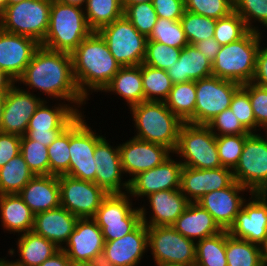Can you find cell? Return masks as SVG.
Here are the masks:
<instances>
[{
  "instance_id": "1",
  "label": "cell",
  "mask_w": 267,
  "mask_h": 266,
  "mask_svg": "<svg viewBox=\"0 0 267 266\" xmlns=\"http://www.w3.org/2000/svg\"><path fill=\"white\" fill-rule=\"evenodd\" d=\"M22 83L27 86L26 91L35 89L36 92L39 90L47 95L48 99L67 101L80 113L83 110L81 106L87 102L75 81L70 53L50 50L40 45L22 76L16 81V84Z\"/></svg>"
},
{
  "instance_id": "2",
  "label": "cell",
  "mask_w": 267,
  "mask_h": 266,
  "mask_svg": "<svg viewBox=\"0 0 267 266\" xmlns=\"http://www.w3.org/2000/svg\"><path fill=\"white\" fill-rule=\"evenodd\" d=\"M71 58L75 81L86 101L93 91L102 93L121 68L98 32L85 38L71 53Z\"/></svg>"
},
{
  "instance_id": "3",
  "label": "cell",
  "mask_w": 267,
  "mask_h": 266,
  "mask_svg": "<svg viewBox=\"0 0 267 266\" xmlns=\"http://www.w3.org/2000/svg\"><path fill=\"white\" fill-rule=\"evenodd\" d=\"M138 139L163 145L175 151L184 123L168 109L165 102L144 101L129 108Z\"/></svg>"
},
{
  "instance_id": "4",
  "label": "cell",
  "mask_w": 267,
  "mask_h": 266,
  "mask_svg": "<svg viewBox=\"0 0 267 266\" xmlns=\"http://www.w3.org/2000/svg\"><path fill=\"white\" fill-rule=\"evenodd\" d=\"M262 32L249 30L242 38L223 45L212 63V76L244 85L253 80Z\"/></svg>"
},
{
  "instance_id": "5",
  "label": "cell",
  "mask_w": 267,
  "mask_h": 266,
  "mask_svg": "<svg viewBox=\"0 0 267 266\" xmlns=\"http://www.w3.org/2000/svg\"><path fill=\"white\" fill-rule=\"evenodd\" d=\"M92 32L83 8L52 0L49 27L40 45L71 54Z\"/></svg>"
},
{
  "instance_id": "6",
  "label": "cell",
  "mask_w": 267,
  "mask_h": 266,
  "mask_svg": "<svg viewBox=\"0 0 267 266\" xmlns=\"http://www.w3.org/2000/svg\"><path fill=\"white\" fill-rule=\"evenodd\" d=\"M173 154L183 166L195 169L222 167L217 150L216 136L207 125L184 122L179 131ZM179 155V156H178Z\"/></svg>"
},
{
  "instance_id": "7",
  "label": "cell",
  "mask_w": 267,
  "mask_h": 266,
  "mask_svg": "<svg viewBox=\"0 0 267 266\" xmlns=\"http://www.w3.org/2000/svg\"><path fill=\"white\" fill-rule=\"evenodd\" d=\"M52 0H24L5 7L0 15V28L8 33L24 35L41 44L49 27Z\"/></svg>"
},
{
  "instance_id": "8",
  "label": "cell",
  "mask_w": 267,
  "mask_h": 266,
  "mask_svg": "<svg viewBox=\"0 0 267 266\" xmlns=\"http://www.w3.org/2000/svg\"><path fill=\"white\" fill-rule=\"evenodd\" d=\"M131 199L128 193L108 194L102 201L93 219L102 229L104 241L119 239L142 222L139 207H134Z\"/></svg>"
},
{
  "instance_id": "9",
  "label": "cell",
  "mask_w": 267,
  "mask_h": 266,
  "mask_svg": "<svg viewBox=\"0 0 267 266\" xmlns=\"http://www.w3.org/2000/svg\"><path fill=\"white\" fill-rule=\"evenodd\" d=\"M98 33L106 41L109 51L121 67L143 63L148 38L139 33L124 15L102 27Z\"/></svg>"
},
{
  "instance_id": "10",
  "label": "cell",
  "mask_w": 267,
  "mask_h": 266,
  "mask_svg": "<svg viewBox=\"0 0 267 266\" xmlns=\"http://www.w3.org/2000/svg\"><path fill=\"white\" fill-rule=\"evenodd\" d=\"M232 171L234 180L251 193H267V139L263 133L246 137L239 162Z\"/></svg>"
},
{
  "instance_id": "11",
  "label": "cell",
  "mask_w": 267,
  "mask_h": 266,
  "mask_svg": "<svg viewBox=\"0 0 267 266\" xmlns=\"http://www.w3.org/2000/svg\"><path fill=\"white\" fill-rule=\"evenodd\" d=\"M83 113L70 123V167L68 175L95 183L94 152L97 142L103 137L92 130Z\"/></svg>"
},
{
  "instance_id": "12",
  "label": "cell",
  "mask_w": 267,
  "mask_h": 266,
  "mask_svg": "<svg viewBox=\"0 0 267 266\" xmlns=\"http://www.w3.org/2000/svg\"><path fill=\"white\" fill-rule=\"evenodd\" d=\"M148 249L155 265L177 263L195 266L196 242L184 237L172 226H147Z\"/></svg>"
},
{
  "instance_id": "13",
  "label": "cell",
  "mask_w": 267,
  "mask_h": 266,
  "mask_svg": "<svg viewBox=\"0 0 267 266\" xmlns=\"http://www.w3.org/2000/svg\"><path fill=\"white\" fill-rule=\"evenodd\" d=\"M195 124L207 125L216 115L230 107L240 84L215 76L195 81Z\"/></svg>"
},
{
  "instance_id": "14",
  "label": "cell",
  "mask_w": 267,
  "mask_h": 266,
  "mask_svg": "<svg viewBox=\"0 0 267 266\" xmlns=\"http://www.w3.org/2000/svg\"><path fill=\"white\" fill-rule=\"evenodd\" d=\"M47 101H43L32 115L25 135L48 147L80 112L66 102L52 106L47 105Z\"/></svg>"
},
{
  "instance_id": "15",
  "label": "cell",
  "mask_w": 267,
  "mask_h": 266,
  "mask_svg": "<svg viewBox=\"0 0 267 266\" xmlns=\"http://www.w3.org/2000/svg\"><path fill=\"white\" fill-rule=\"evenodd\" d=\"M60 206L78 218H93L108 193L91 181L59 176Z\"/></svg>"
},
{
  "instance_id": "16",
  "label": "cell",
  "mask_w": 267,
  "mask_h": 266,
  "mask_svg": "<svg viewBox=\"0 0 267 266\" xmlns=\"http://www.w3.org/2000/svg\"><path fill=\"white\" fill-rule=\"evenodd\" d=\"M148 251L147 226L141 222L129 234L105 241L99 263L101 266H138Z\"/></svg>"
},
{
  "instance_id": "17",
  "label": "cell",
  "mask_w": 267,
  "mask_h": 266,
  "mask_svg": "<svg viewBox=\"0 0 267 266\" xmlns=\"http://www.w3.org/2000/svg\"><path fill=\"white\" fill-rule=\"evenodd\" d=\"M228 233L259 245L267 236V193H251Z\"/></svg>"
},
{
  "instance_id": "18",
  "label": "cell",
  "mask_w": 267,
  "mask_h": 266,
  "mask_svg": "<svg viewBox=\"0 0 267 266\" xmlns=\"http://www.w3.org/2000/svg\"><path fill=\"white\" fill-rule=\"evenodd\" d=\"M119 152L123 172L126 177L129 174V181L138 173L159 166L173 154L163 145L133 136L119 144Z\"/></svg>"
},
{
  "instance_id": "19",
  "label": "cell",
  "mask_w": 267,
  "mask_h": 266,
  "mask_svg": "<svg viewBox=\"0 0 267 266\" xmlns=\"http://www.w3.org/2000/svg\"><path fill=\"white\" fill-rule=\"evenodd\" d=\"M43 101L45 98L15 84L6 95L1 132L24 136L29 120Z\"/></svg>"
},
{
  "instance_id": "20",
  "label": "cell",
  "mask_w": 267,
  "mask_h": 266,
  "mask_svg": "<svg viewBox=\"0 0 267 266\" xmlns=\"http://www.w3.org/2000/svg\"><path fill=\"white\" fill-rule=\"evenodd\" d=\"M94 159L95 184L103 188L108 194L128 193L129 180L123 181L124 172L120 160L119 145H110L106 137L103 136L96 144Z\"/></svg>"
},
{
  "instance_id": "21",
  "label": "cell",
  "mask_w": 267,
  "mask_h": 266,
  "mask_svg": "<svg viewBox=\"0 0 267 266\" xmlns=\"http://www.w3.org/2000/svg\"><path fill=\"white\" fill-rule=\"evenodd\" d=\"M173 154L162 164L150 170L138 173L129 181L128 194L139 200L140 197L148 196L151 193L180 189L182 163L174 158Z\"/></svg>"
},
{
  "instance_id": "22",
  "label": "cell",
  "mask_w": 267,
  "mask_h": 266,
  "mask_svg": "<svg viewBox=\"0 0 267 266\" xmlns=\"http://www.w3.org/2000/svg\"><path fill=\"white\" fill-rule=\"evenodd\" d=\"M104 243L102 229L96 221L93 218H79L62 250L70 260L99 263Z\"/></svg>"
},
{
  "instance_id": "23",
  "label": "cell",
  "mask_w": 267,
  "mask_h": 266,
  "mask_svg": "<svg viewBox=\"0 0 267 266\" xmlns=\"http://www.w3.org/2000/svg\"><path fill=\"white\" fill-rule=\"evenodd\" d=\"M245 192L251 194L247 188L234 180L224 189L205 194L197 203L213 216L222 230L228 231L246 200V197H243Z\"/></svg>"
},
{
  "instance_id": "24",
  "label": "cell",
  "mask_w": 267,
  "mask_h": 266,
  "mask_svg": "<svg viewBox=\"0 0 267 266\" xmlns=\"http://www.w3.org/2000/svg\"><path fill=\"white\" fill-rule=\"evenodd\" d=\"M233 181V171L227 167L206 170L183 166L180 190L190 202H197L205 194L224 189Z\"/></svg>"
},
{
  "instance_id": "25",
  "label": "cell",
  "mask_w": 267,
  "mask_h": 266,
  "mask_svg": "<svg viewBox=\"0 0 267 266\" xmlns=\"http://www.w3.org/2000/svg\"><path fill=\"white\" fill-rule=\"evenodd\" d=\"M146 200L151 214L148 215L146 205L139 207L141 221L146 226H171L190 203L180 189L154 192L146 196Z\"/></svg>"
},
{
  "instance_id": "26",
  "label": "cell",
  "mask_w": 267,
  "mask_h": 266,
  "mask_svg": "<svg viewBox=\"0 0 267 266\" xmlns=\"http://www.w3.org/2000/svg\"><path fill=\"white\" fill-rule=\"evenodd\" d=\"M39 46L31 37L8 33L0 28V69L17 81Z\"/></svg>"
},
{
  "instance_id": "27",
  "label": "cell",
  "mask_w": 267,
  "mask_h": 266,
  "mask_svg": "<svg viewBox=\"0 0 267 266\" xmlns=\"http://www.w3.org/2000/svg\"><path fill=\"white\" fill-rule=\"evenodd\" d=\"M78 217L59 206L35 214L33 232L55 243L60 249L68 242ZM64 244V245H63Z\"/></svg>"
},
{
  "instance_id": "28",
  "label": "cell",
  "mask_w": 267,
  "mask_h": 266,
  "mask_svg": "<svg viewBox=\"0 0 267 266\" xmlns=\"http://www.w3.org/2000/svg\"><path fill=\"white\" fill-rule=\"evenodd\" d=\"M34 214L60 206L59 176L35 175L18 193Z\"/></svg>"
},
{
  "instance_id": "29",
  "label": "cell",
  "mask_w": 267,
  "mask_h": 266,
  "mask_svg": "<svg viewBox=\"0 0 267 266\" xmlns=\"http://www.w3.org/2000/svg\"><path fill=\"white\" fill-rule=\"evenodd\" d=\"M171 226L184 237L195 242L223 231L213 216L197 202H190Z\"/></svg>"
},
{
  "instance_id": "30",
  "label": "cell",
  "mask_w": 267,
  "mask_h": 266,
  "mask_svg": "<svg viewBox=\"0 0 267 266\" xmlns=\"http://www.w3.org/2000/svg\"><path fill=\"white\" fill-rule=\"evenodd\" d=\"M166 71L173 84L187 83L212 76V63L194 45L188 44Z\"/></svg>"
},
{
  "instance_id": "31",
  "label": "cell",
  "mask_w": 267,
  "mask_h": 266,
  "mask_svg": "<svg viewBox=\"0 0 267 266\" xmlns=\"http://www.w3.org/2000/svg\"><path fill=\"white\" fill-rule=\"evenodd\" d=\"M35 214L19 194L0 195V221L3 230L18 235L33 230Z\"/></svg>"
},
{
  "instance_id": "32",
  "label": "cell",
  "mask_w": 267,
  "mask_h": 266,
  "mask_svg": "<svg viewBox=\"0 0 267 266\" xmlns=\"http://www.w3.org/2000/svg\"><path fill=\"white\" fill-rule=\"evenodd\" d=\"M16 245L19 258L11 260L15 266H40L60 250L55 243L33 231L18 235Z\"/></svg>"
},
{
  "instance_id": "33",
  "label": "cell",
  "mask_w": 267,
  "mask_h": 266,
  "mask_svg": "<svg viewBox=\"0 0 267 266\" xmlns=\"http://www.w3.org/2000/svg\"><path fill=\"white\" fill-rule=\"evenodd\" d=\"M103 92L122 97L128 108L144 102L141 65L121 67Z\"/></svg>"
},
{
  "instance_id": "34",
  "label": "cell",
  "mask_w": 267,
  "mask_h": 266,
  "mask_svg": "<svg viewBox=\"0 0 267 266\" xmlns=\"http://www.w3.org/2000/svg\"><path fill=\"white\" fill-rule=\"evenodd\" d=\"M164 102L168 109L177 115L183 122L195 124V81L173 84V87Z\"/></svg>"
},
{
  "instance_id": "35",
  "label": "cell",
  "mask_w": 267,
  "mask_h": 266,
  "mask_svg": "<svg viewBox=\"0 0 267 266\" xmlns=\"http://www.w3.org/2000/svg\"><path fill=\"white\" fill-rule=\"evenodd\" d=\"M34 176L22 154H18L0 168V195L18 194Z\"/></svg>"
},
{
  "instance_id": "36",
  "label": "cell",
  "mask_w": 267,
  "mask_h": 266,
  "mask_svg": "<svg viewBox=\"0 0 267 266\" xmlns=\"http://www.w3.org/2000/svg\"><path fill=\"white\" fill-rule=\"evenodd\" d=\"M83 9L93 32L121 18L124 10L121 0H86Z\"/></svg>"
},
{
  "instance_id": "37",
  "label": "cell",
  "mask_w": 267,
  "mask_h": 266,
  "mask_svg": "<svg viewBox=\"0 0 267 266\" xmlns=\"http://www.w3.org/2000/svg\"><path fill=\"white\" fill-rule=\"evenodd\" d=\"M227 266H263L259 245L233 237L226 230Z\"/></svg>"
},
{
  "instance_id": "38",
  "label": "cell",
  "mask_w": 267,
  "mask_h": 266,
  "mask_svg": "<svg viewBox=\"0 0 267 266\" xmlns=\"http://www.w3.org/2000/svg\"><path fill=\"white\" fill-rule=\"evenodd\" d=\"M195 266H227L226 230L196 242Z\"/></svg>"
},
{
  "instance_id": "39",
  "label": "cell",
  "mask_w": 267,
  "mask_h": 266,
  "mask_svg": "<svg viewBox=\"0 0 267 266\" xmlns=\"http://www.w3.org/2000/svg\"><path fill=\"white\" fill-rule=\"evenodd\" d=\"M141 76L144 101L164 102L173 87L167 71L156 69L142 63Z\"/></svg>"
},
{
  "instance_id": "40",
  "label": "cell",
  "mask_w": 267,
  "mask_h": 266,
  "mask_svg": "<svg viewBox=\"0 0 267 266\" xmlns=\"http://www.w3.org/2000/svg\"><path fill=\"white\" fill-rule=\"evenodd\" d=\"M70 124L48 146L49 175H68L70 167Z\"/></svg>"
},
{
  "instance_id": "41",
  "label": "cell",
  "mask_w": 267,
  "mask_h": 266,
  "mask_svg": "<svg viewBox=\"0 0 267 266\" xmlns=\"http://www.w3.org/2000/svg\"><path fill=\"white\" fill-rule=\"evenodd\" d=\"M147 41H156L167 46L183 49L189 43L181 21L157 18L153 31Z\"/></svg>"
},
{
  "instance_id": "42",
  "label": "cell",
  "mask_w": 267,
  "mask_h": 266,
  "mask_svg": "<svg viewBox=\"0 0 267 266\" xmlns=\"http://www.w3.org/2000/svg\"><path fill=\"white\" fill-rule=\"evenodd\" d=\"M180 21L190 45L214 37L216 19L185 10Z\"/></svg>"
},
{
  "instance_id": "43",
  "label": "cell",
  "mask_w": 267,
  "mask_h": 266,
  "mask_svg": "<svg viewBox=\"0 0 267 266\" xmlns=\"http://www.w3.org/2000/svg\"><path fill=\"white\" fill-rule=\"evenodd\" d=\"M21 154L34 175H49L48 147L21 136Z\"/></svg>"
},
{
  "instance_id": "44",
  "label": "cell",
  "mask_w": 267,
  "mask_h": 266,
  "mask_svg": "<svg viewBox=\"0 0 267 266\" xmlns=\"http://www.w3.org/2000/svg\"><path fill=\"white\" fill-rule=\"evenodd\" d=\"M122 6L124 9L123 15L131 22L139 33L148 38L152 33L158 18L152 2Z\"/></svg>"
},
{
  "instance_id": "45",
  "label": "cell",
  "mask_w": 267,
  "mask_h": 266,
  "mask_svg": "<svg viewBox=\"0 0 267 266\" xmlns=\"http://www.w3.org/2000/svg\"><path fill=\"white\" fill-rule=\"evenodd\" d=\"M248 31L244 20L233 11L216 20L214 39L223 46L242 38Z\"/></svg>"
},
{
  "instance_id": "46",
  "label": "cell",
  "mask_w": 267,
  "mask_h": 266,
  "mask_svg": "<svg viewBox=\"0 0 267 266\" xmlns=\"http://www.w3.org/2000/svg\"><path fill=\"white\" fill-rule=\"evenodd\" d=\"M234 11L244 20L251 31L261 32L257 25L267 28V0H233ZM257 26V27H256Z\"/></svg>"
},
{
  "instance_id": "47",
  "label": "cell",
  "mask_w": 267,
  "mask_h": 266,
  "mask_svg": "<svg viewBox=\"0 0 267 266\" xmlns=\"http://www.w3.org/2000/svg\"><path fill=\"white\" fill-rule=\"evenodd\" d=\"M182 49L167 46L156 41H147L143 64L156 69L167 70L180 57Z\"/></svg>"
},
{
  "instance_id": "48",
  "label": "cell",
  "mask_w": 267,
  "mask_h": 266,
  "mask_svg": "<svg viewBox=\"0 0 267 266\" xmlns=\"http://www.w3.org/2000/svg\"><path fill=\"white\" fill-rule=\"evenodd\" d=\"M248 135L216 137L218 156L222 167L234 169L239 162Z\"/></svg>"
},
{
  "instance_id": "49",
  "label": "cell",
  "mask_w": 267,
  "mask_h": 266,
  "mask_svg": "<svg viewBox=\"0 0 267 266\" xmlns=\"http://www.w3.org/2000/svg\"><path fill=\"white\" fill-rule=\"evenodd\" d=\"M184 4L186 11L216 20L234 11L233 0H184Z\"/></svg>"
},
{
  "instance_id": "50",
  "label": "cell",
  "mask_w": 267,
  "mask_h": 266,
  "mask_svg": "<svg viewBox=\"0 0 267 266\" xmlns=\"http://www.w3.org/2000/svg\"><path fill=\"white\" fill-rule=\"evenodd\" d=\"M230 109L250 133H257V123L249 99V94L242 86H240L234 93Z\"/></svg>"
},
{
  "instance_id": "51",
  "label": "cell",
  "mask_w": 267,
  "mask_h": 266,
  "mask_svg": "<svg viewBox=\"0 0 267 266\" xmlns=\"http://www.w3.org/2000/svg\"><path fill=\"white\" fill-rule=\"evenodd\" d=\"M207 126L216 136L249 135L250 132L241 124L229 108L216 115Z\"/></svg>"
},
{
  "instance_id": "52",
  "label": "cell",
  "mask_w": 267,
  "mask_h": 266,
  "mask_svg": "<svg viewBox=\"0 0 267 266\" xmlns=\"http://www.w3.org/2000/svg\"><path fill=\"white\" fill-rule=\"evenodd\" d=\"M249 94L253 113L257 123V131L267 126V88L253 82L241 85ZM261 128V130H260Z\"/></svg>"
},
{
  "instance_id": "53",
  "label": "cell",
  "mask_w": 267,
  "mask_h": 266,
  "mask_svg": "<svg viewBox=\"0 0 267 266\" xmlns=\"http://www.w3.org/2000/svg\"><path fill=\"white\" fill-rule=\"evenodd\" d=\"M158 18L179 21L185 11L184 0H152Z\"/></svg>"
},
{
  "instance_id": "54",
  "label": "cell",
  "mask_w": 267,
  "mask_h": 266,
  "mask_svg": "<svg viewBox=\"0 0 267 266\" xmlns=\"http://www.w3.org/2000/svg\"><path fill=\"white\" fill-rule=\"evenodd\" d=\"M21 153V136L0 132V168Z\"/></svg>"
},
{
  "instance_id": "55",
  "label": "cell",
  "mask_w": 267,
  "mask_h": 266,
  "mask_svg": "<svg viewBox=\"0 0 267 266\" xmlns=\"http://www.w3.org/2000/svg\"><path fill=\"white\" fill-rule=\"evenodd\" d=\"M251 82L267 88V47H262L261 44L257 52L254 78Z\"/></svg>"
},
{
  "instance_id": "56",
  "label": "cell",
  "mask_w": 267,
  "mask_h": 266,
  "mask_svg": "<svg viewBox=\"0 0 267 266\" xmlns=\"http://www.w3.org/2000/svg\"><path fill=\"white\" fill-rule=\"evenodd\" d=\"M194 46L211 62L215 60L221 45L214 39V37L199 41Z\"/></svg>"
},
{
  "instance_id": "57",
  "label": "cell",
  "mask_w": 267,
  "mask_h": 266,
  "mask_svg": "<svg viewBox=\"0 0 267 266\" xmlns=\"http://www.w3.org/2000/svg\"><path fill=\"white\" fill-rule=\"evenodd\" d=\"M69 258L66 253L60 249L53 256L45 260L40 266H68Z\"/></svg>"
},
{
  "instance_id": "58",
  "label": "cell",
  "mask_w": 267,
  "mask_h": 266,
  "mask_svg": "<svg viewBox=\"0 0 267 266\" xmlns=\"http://www.w3.org/2000/svg\"><path fill=\"white\" fill-rule=\"evenodd\" d=\"M15 84L16 81L5 71L0 69V92L7 93Z\"/></svg>"
},
{
  "instance_id": "59",
  "label": "cell",
  "mask_w": 267,
  "mask_h": 266,
  "mask_svg": "<svg viewBox=\"0 0 267 266\" xmlns=\"http://www.w3.org/2000/svg\"><path fill=\"white\" fill-rule=\"evenodd\" d=\"M259 250H260L262 264L263 266H267V236L259 244Z\"/></svg>"
},
{
  "instance_id": "60",
  "label": "cell",
  "mask_w": 267,
  "mask_h": 266,
  "mask_svg": "<svg viewBox=\"0 0 267 266\" xmlns=\"http://www.w3.org/2000/svg\"><path fill=\"white\" fill-rule=\"evenodd\" d=\"M58 1H60L61 3H64V4H69L72 6H78L81 8H83L86 4V0H58Z\"/></svg>"
},
{
  "instance_id": "61",
  "label": "cell",
  "mask_w": 267,
  "mask_h": 266,
  "mask_svg": "<svg viewBox=\"0 0 267 266\" xmlns=\"http://www.w3.org/2000/svg\"><path fill=\"white\" fill-rule=\"evenodd\" d=\"M68 266H101V265H100V263L81 262V261L69 260V265Z\"/></svg>"
},
{
  "instance_id": "62",
  "label": "cell",
  "mask_w": 267,
  "mask_h": 266,
  "mask_svg": "<svg viewBox=\"0 0 267 266\" xmlns=\"http://www.w3.org/2000/svg\"><path fill=\"white\" fill-rule=\"evenodd\" d=\"M7 93H1L0 92V132H1V121H2V114H3V108L6 100Z\"/></svg>"
},
{
  "instance_id": "63",
  "label": "cell",
  "mask_w": 267,
  "mask_h": 266,
  "mask_svg": "<svg viewBox=\"0 0 267 266\" xmlns=\"http://www.w3.org/2000/svg\"><path fill=\"white\" fill-rule=\"evenodd\" d=\"M122 5L139 4L145 2H152V0H121Z\"/></svg>"
},
{
  "instance_id": "64",
  "label": "cell",
  "mask_w": 267,
  "mask_h": 266,
  "mask_svg": "<svg viewBox=\"0 0 267 266\" xmlns=\"http://www.w3.org/2000/svg\"><path fill=\"white\" fill-rule=\"evenodd\" d=\"M0 266H15L11 261L6 258H0Z\"/></svg>"
},
{
  "instance_id": "65",
  "label": "cell",
  "mask_w": 267,
  "mask_h": 266,
  "mask_svg": "<svg viewBox=\"0 0 267 266\" xmlns=\"http://www.w3.org/2000/svg\"><path fill=\"white\" fill-rule=\"evenodd\" d=\"M6 7V0H0V15L4 12Z\"/></svg>"
},
{
  "instance_id": "66",
  "label": "cell",
  "mask_w": 267,
  "mask_h": 266,
  "mask_svg": "<svg viewBox=\"0 0 267 266\" xmlns=\"http://www.w3.org/2000/svg\"><path fill=\"white\" fill-rule=\"evenodd\" d=\"M156 266H187V265L177 264V263H164V264H158Z\"/></svg>"
},
{
  "instance_id": "67",
  "label": "cell",
  "mask_w": 267,
  "mask_h": 266,
  "mask_svg": "<svg viewBox=\"0 0 267 266\" xmlns=\"http://www.w3.org/2000/svg\"><path fill=\"white\" fill-rule=\"evenodd\" d=\"M24 0H6V6L8 5H14Z\"/></svg>"
},
{
  "instance_id": "68",
  "label": "cell",
  "mask_w": 267,
  "mask_h": 266,
  "mask_svg": "<svg viewBox=\"0 0 267 266\" xmlns=\"http://www.w3.org/2000/svg\"><path fill=\"white\" fill-rule=\"evenodd\" d=\"M263 131H265V133H266V134H265V137H266V139H267V126L263 128Z\"/></svg>"
}]
</instances>
